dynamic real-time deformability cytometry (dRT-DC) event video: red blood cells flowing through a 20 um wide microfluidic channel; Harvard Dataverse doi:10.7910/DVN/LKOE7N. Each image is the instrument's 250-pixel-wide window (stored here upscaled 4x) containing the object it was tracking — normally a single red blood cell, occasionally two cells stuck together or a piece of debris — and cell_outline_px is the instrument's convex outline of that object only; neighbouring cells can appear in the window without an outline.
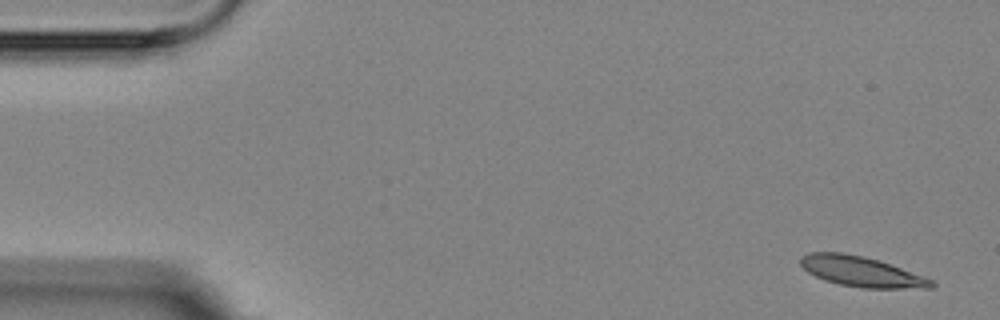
{"species": "Egyptian fruit bat (a non-hibernating species)", "species_latin": "Rousettus aegyptiacus", "temperature_condition": "room temperature", "stored_images_in_passage": 6, "camera_frame_rate_fps": 3000, "um_per_image_px": 0.085, "animal": {"sex": "female"}, "frame": {"image": 1, "passage_image": 1, "time_ms": 0.0, "image_size_px": [1000, 320], "cell_outline_px": [[936, 284], [932, 288], [860, 288], [840, 284], [824, 280], [808, 272], [800, 264], [800, 256], [808, 252], [844, 252], [864, 256], [880, 260], [924, 276], [932, 280]], "centroid_in_image_um": [73.21, 23.07], "position_along_channel_um": 11.8, "area_um2": 23.24}}
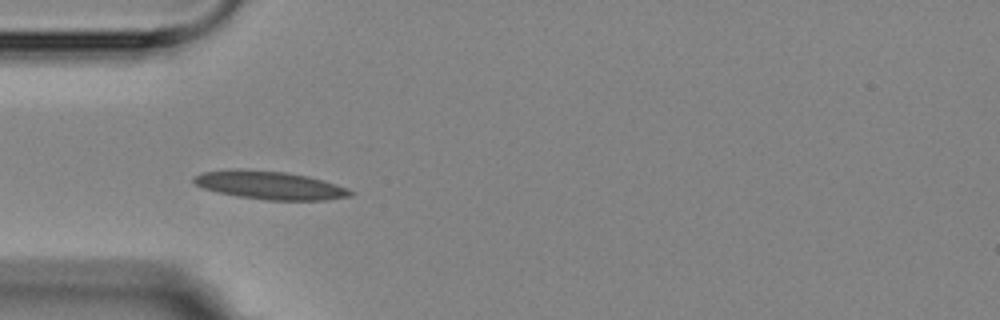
{"frame": {"image": 2, "passage_image": 5, "time_ms": 4.667, "image_size_px": [1000, 320], "cell_outline_px": [[356, 192], [352, 196], [324, 200], [268, 200], [240, 196], [220, 192], [204, 188], [196, 184], [192, 180], [192, 176], [204, 172], [228, 168], [240, 168], [284, 172], [308, 176], [324, 180], [336, 184]], "centroid_in_image_um": [22.94, 15.73], "position_along_channel_um": 62.1, "area_um2": 25.78}}
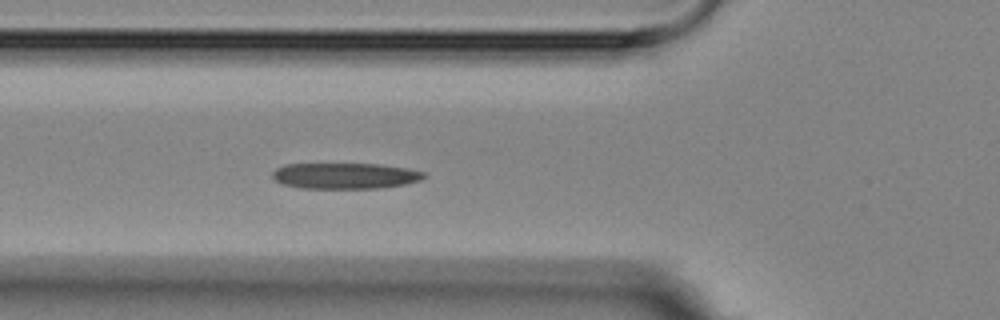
{"frame": {"image": 3, "passage_image": 6, "time_ms": 5.667, "image_size_px": [1000, 320], "cell_outline_px": [[428, 176], [420, 180], [404, 184], [376, 188], [300, 188], [280, 184], [272, 176], [272, 172], [276, 168], [284, 164], [380, 164], [408, 168], [424, 172]], "centroid_in_image_um": [29.31, 14.94], "position_along_channel_um": 96.5, "area_um2": 22.95}}